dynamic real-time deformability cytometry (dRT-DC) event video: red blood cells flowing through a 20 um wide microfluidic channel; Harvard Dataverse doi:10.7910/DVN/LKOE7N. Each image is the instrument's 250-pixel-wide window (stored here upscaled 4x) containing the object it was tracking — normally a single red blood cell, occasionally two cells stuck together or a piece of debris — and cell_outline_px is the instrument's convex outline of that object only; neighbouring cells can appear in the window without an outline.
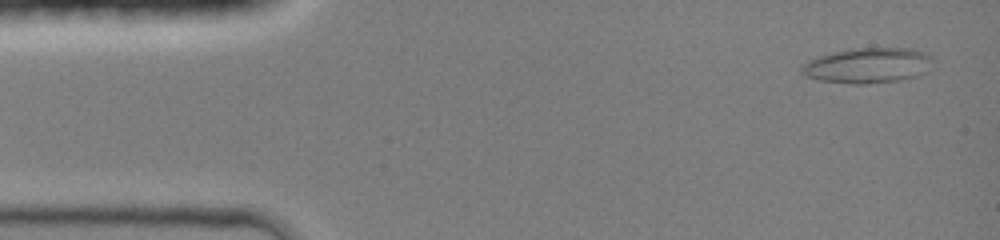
{"species": "common noctule bat (a hibernating species)", "species_latin": "Nyctalus noctula", "temperature_condition": "room temperature", "stored_images_in_passage": 44, "camera_frame_rate_fps": 3000, "um_per_image_px": 0.085, "animal": {"sex": "female", "body_mass_g": 19.0, "forearm_length_mm": 51.5}, "frame": {"image": 1, "passage_image": 2, "time_ms": 0.333, "image_size_px": [1000, 240], "cell_outline_px": [[932, 56], [924, 72], [916, 76], [900, 80], [864, 84], [852, 84], [820, 80], [808, 76], [800, 72], [800, 64], [808, 60], [832, 52], [852, 48], [912, 48], [924, 52]], "centroid_in_image_um": [73.7, 5.56], "position_along_channel_um": 11.3, "area_um2": 26.82}}
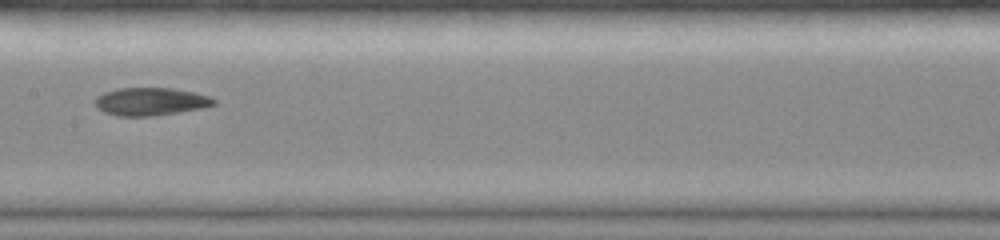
{"frame": {"image": 2, "passage_image": 22, "time_ms": 7.0, "image_size_px": [1000, 240], "cell_outline_px": [[216, 104], [204, 108], [156, 116], [116, 116], [104, 112], [96, 108], [96, 96], [104, 92], [120, 88], [172, 88], [196, 92], [208, 96], [216, 100]], "centroid_in_image_um": [12.82, 8.64], "position_along_channel_um": 194.6, "area_um2": 19.48}}
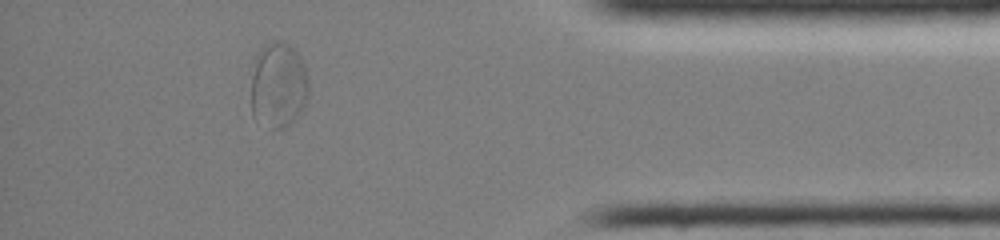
{"frame": {"image": 3, "passage_image": 39, "time_ms": 12.667, "image_size_px": [1000, 240], "cell_outline_px": [[308, 100], [300, 112], [284, 128], [272, 128], [252, 116], [252, 76], [256, 56], [260, 48], [264, 44], [276, 40], [280, 40], [288, 44], [300, 56], [304, 64], [308, 80]], "centroid_in_image_um": [23.67, 7.2], "position_along_channel_um": 411.5, "area_um2": 28.61}, "authors_computed_cell_mechanics": {"area_um2": 20.4323, "velocity_mm_per_s": 4.268, "shape_relaxation_time_tau1_ms": null, "shape_relaxation_time_tau2_ms": 2.834, "deformation_change_tau1": null, "deformation_change_tau2": 0.0829}}